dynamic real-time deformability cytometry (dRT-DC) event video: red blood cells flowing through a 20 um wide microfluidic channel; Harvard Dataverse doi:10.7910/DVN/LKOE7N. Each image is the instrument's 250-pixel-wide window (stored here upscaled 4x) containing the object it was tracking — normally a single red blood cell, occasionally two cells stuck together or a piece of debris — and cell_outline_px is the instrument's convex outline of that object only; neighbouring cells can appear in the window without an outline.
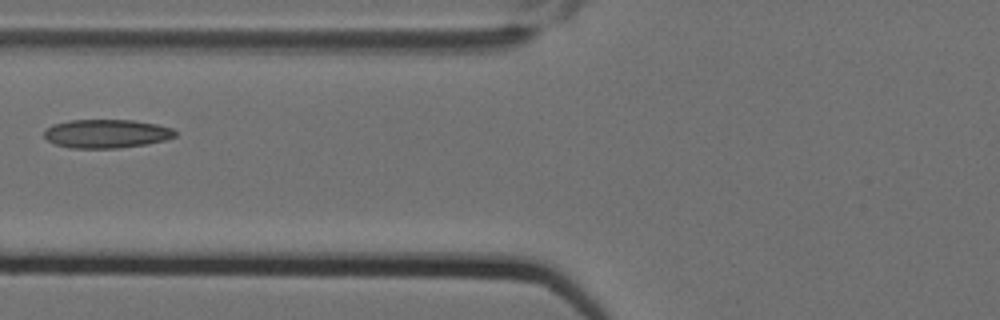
{"species": "Egyptian fruit bat (a non-hibernating species)", "species_latin": "Rousettus aegyptiacus", "temperature_condition": "cold", "stored_images_in_passage": 9, "camera_frame_rate_fps": 3000, "um_per_image_px": 0.085, "animal": {"sex": "female"}, "frame": {"image": 1, "passage_image": 7, "time_ms": 2.0, "image_size_px": [1000, 320], "cell_outline_px": [[176, 136], [164, 140], [148, 144], [120, 148], [68, 148], [52, 144], [44, 136], [44, 128], [52, 124], [68, 120], [132, 120], [156, 124], [172, 128], [176, 132]], "centroid_in_image_um": [9.0, 11.36], "position_along_channel_um": 116.8, "area_um2": 22.14}}
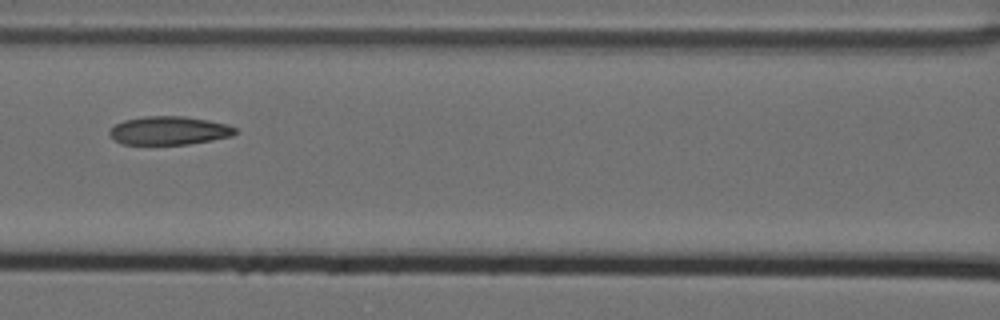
{"frame": {"image": 2, "passage_image": 8, "time_ms": 2.333, "image_size_px": [1000, 320], "cell_outline_px": [[236, 132], [232, 136], [212, 140], [188, 144], [120, 144], [112, 140], [108, 132], [116, 124], [124, 120], [144, 116], [184, 116], [208, 120], [228, 124], [236, 128]], "centroid_in_image_um": [14.35, 11.1], "position_along_channel_um": 152.2, "area_um2": 20.92}}
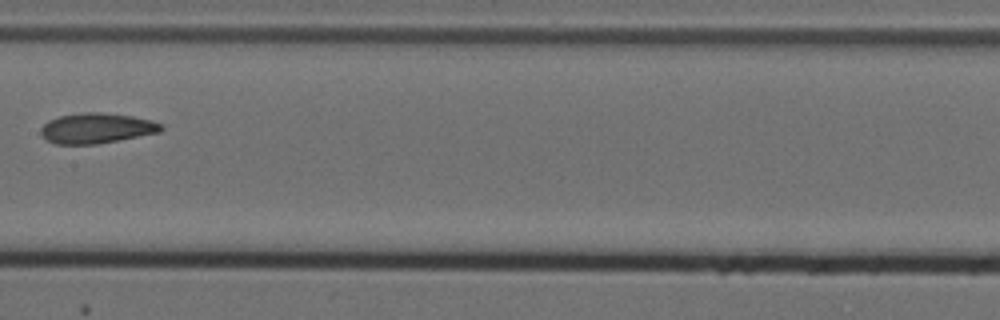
{"frame": {"image": 3, "passage_image": 9, "time_ms": 2.667, "image_size_px": [1000, 320], "cell_outline_px": [[164, 128], [160, 132], [96, 144], [56, 144], [48, 140], [40, 132], [40, 128], [48, 120], [60, 116], [84, 112], [104, 112], [132, 116], [152, 120], [164, 124]], "centroid_in_image_um": [8.24, 10.88], "position_along_channel_um": 199.2, "area_um2": 21.21}}